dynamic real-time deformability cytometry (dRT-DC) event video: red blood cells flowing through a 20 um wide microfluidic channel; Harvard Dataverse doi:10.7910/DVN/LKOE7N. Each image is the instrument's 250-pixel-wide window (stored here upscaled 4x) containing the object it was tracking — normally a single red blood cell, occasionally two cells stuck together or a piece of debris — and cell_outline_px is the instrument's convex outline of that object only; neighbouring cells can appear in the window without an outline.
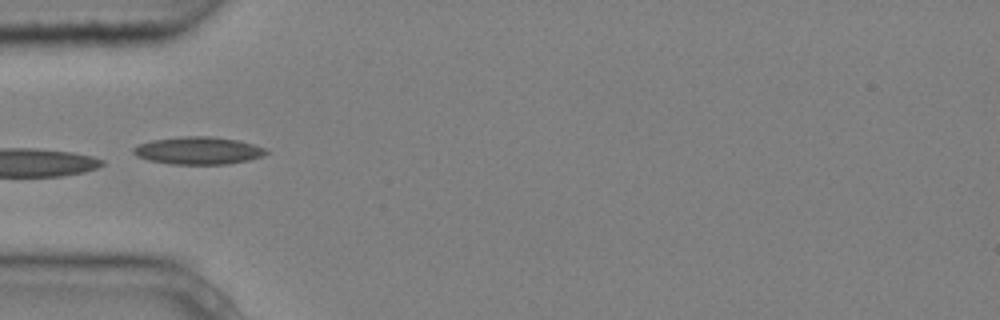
{"species": "common noctule bat (a hibernating species)", "species_latin": "Nyctalus noctula", "temperature_condition": "cold", "stored_images_in_passage": 11, "camera_frame_rate_fps": 3000, "um_per_image_px": 0.085, "animal": {"sex": "male", "body_mass_g": 20.4}, "frame": {"image": 1, "passage_image": 5, "time_ms": 1.333, "image_size_px": [1000, 320], "cell_outline_px": [[268, 152], [264, 156], [248, 160], [228, 164], [172, 164], [148, 160], [136, 156], [132, 152], [132, 148], [136, 144], [152, 140], [184, 136], [208, 136], [240, 140], [264, 148]], "centroid_in_image_um": [16.82, 12.8], "position_along_channel_um": 68.2, "area_um2": 21.39}}
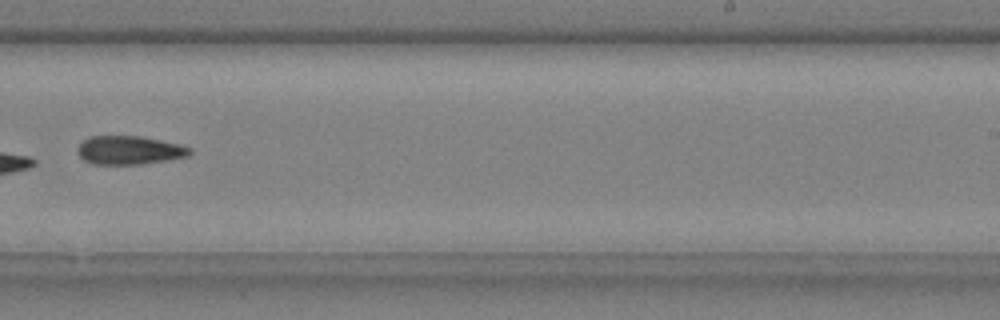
{"frame": {"image": 2, "passage_image": 10, "time_ms": 3.0, "image_size_px": [1000, 320], "cell_outline_px": [[192, 152], [188, 156], [168, 160], [140, 164], [92, 164], [84, 160], [80, 156], [76, 148], [84, 140], [92, 136], [140, 136], [180, 144], [192, 148]], "centroid_in_image_um": [11.01, 12.77], "position_along_channel_um": 278.0, "area_um2": 18.67}}
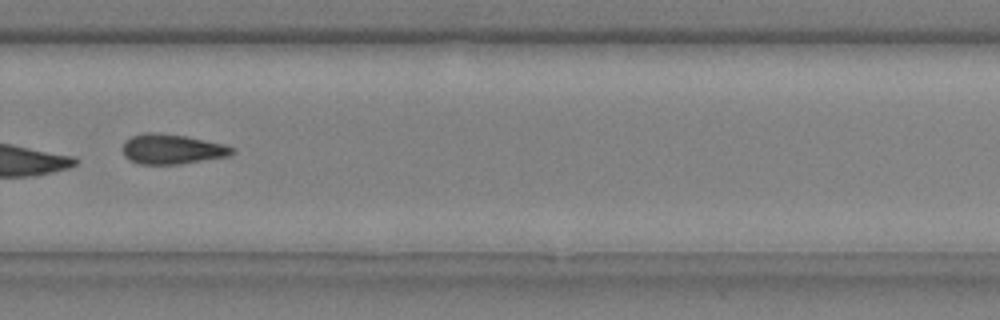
{"frame": {"image": 3, "passage_image": 11, "time_ms": 3.333, "image_size_px": [1000, 320], "cell_outline_px": [[236, 152], [232, 156], [180, 164], [140, 164], [128, 160], [124, 156], [124, 140], [132, 136], [144, 132], [160, 132], [188, 136], [224, 144], [236, 148]], "centroid_in_image_um": [14.67, 12.67], "position_along_channel_um": 315.1, "area_um2": 19.54}}